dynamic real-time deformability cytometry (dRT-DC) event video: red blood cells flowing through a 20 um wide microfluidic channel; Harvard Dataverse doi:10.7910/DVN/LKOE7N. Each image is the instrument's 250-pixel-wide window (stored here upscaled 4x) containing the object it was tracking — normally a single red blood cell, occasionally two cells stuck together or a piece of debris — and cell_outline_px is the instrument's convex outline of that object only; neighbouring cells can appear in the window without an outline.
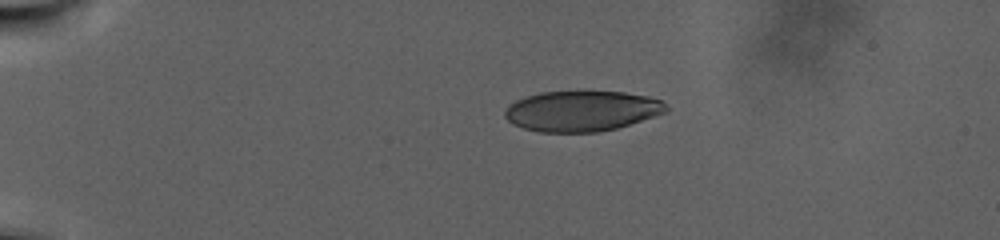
{"species": "human", "species_latin": "Homo sapiens", "temperature_condition": "warm", "stored_images_in_passage": 75, "camera_frame_rate_fps": 3000, "um_per_image_px": 0.085, "donor": {"sex": "male"}, "frame": {"image": 1, "passage_image": 1, "time_ms": 0.0, "image_size_px": [1000, 240], "cell_outline_px": [[668, 112], [616, 128], [596, 132], [540, 132], [524, 128], [512, 124], [504, 116], [504, 112], [508, 104], [516, 100], [540, 92], [584, 88], [624, 92], [648, 96], [660, 100], [668, 108]], "centroid_in_image_um": [49.44, 9.38], "position_along_channel_um": 35.6, "area_um2": 39.07}}
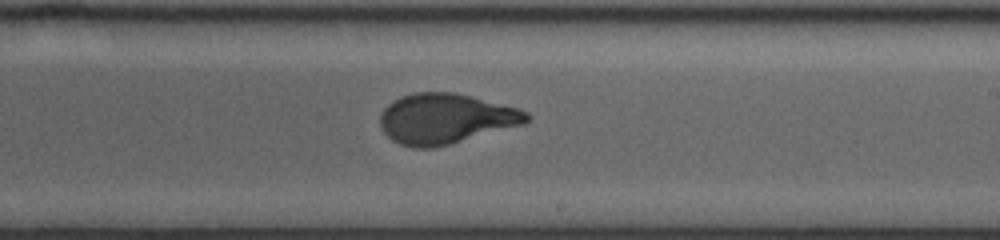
{"frame": {"image": 2, "passage_image": 40, "time_ms": 13.0, "image_size_px": [1000, 240], "cell_outline_px": [[532, 116], [524, 124], [448, 144], [432, 148], [412, 148], [400, 144], [392, 140], [384, 132], [380, 124], [380, 116], [384, 108], [392, 100], [400, 96], [412, 92], [452, 92], [520, 108], [528, 112]], "centroid_in_image_um": [37.86, 10.08], "position_along_channel_um": 251.1, "area_um2": 42.77}}
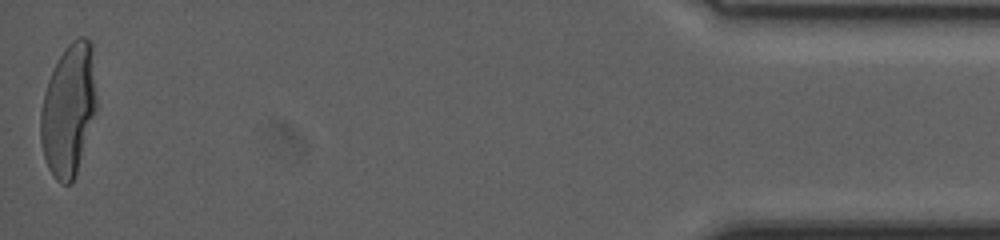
{"frame": {"image": 3, "passage_image": 74, "time_ms": 24.333, "image_size_px": [1000, 240], "cell_outline_px": [[96, 108], [76, 176], [68, 184], [60, 184], [52, 176], [48, 168], [44, 156], [40, 140], [40, 112], [44, 92], [48, 80], [64, 48], [72, 40], [80, 36], [84, 36], [92, 44], [96, 100]], "centroid_in_image_um": [5.81, 9.35], "position_along_channel_um": 429.4, "area_um2": 42.89}, "authors_computed_cell_mechanics": {"area_um2": 42.0206, "velocity_mm_per_s": 2.2487, "shape_relaxation_time_tau1_ms": 9.1043, "shape_relaxation_time_tau2_ms": null, "deformation_change_tau1": 0.2441, "deformation_change_tau2": null}}